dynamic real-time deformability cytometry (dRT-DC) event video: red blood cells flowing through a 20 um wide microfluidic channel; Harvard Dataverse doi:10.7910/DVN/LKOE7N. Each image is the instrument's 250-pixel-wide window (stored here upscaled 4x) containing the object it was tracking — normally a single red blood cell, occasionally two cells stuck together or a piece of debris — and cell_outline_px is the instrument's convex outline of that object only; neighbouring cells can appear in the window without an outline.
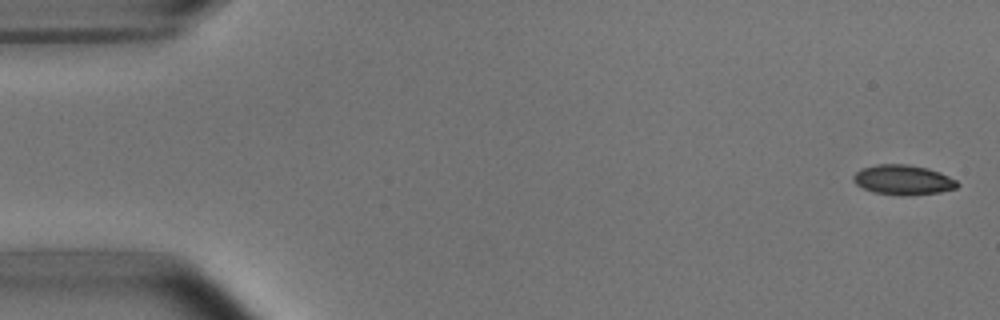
{"species": "common noctule bat (a hibernating species)", "species_latin": "Nyctalus noctula", "temperature_condition": "room temperature", "stored_images_in_passage": 53, "camera_frame_rate_fps": 3000, "um_per_image_px": 0.085, "animal": {"sex": "male", "body_mass_g": 15.6}, "frame": {"image": 1, "passage_image": 2, "time_ms": 0.333, "image_size_px": [1000, 320], "cell_outline_px": [[960, 184], [956, 188], [940, 192], [904, 196], [900, 196], [876, 192], [864, 188], [856, 184], [852, 180], [852, 176], [860, 168], [876, 164], [908, 164], [928, 168], [940, 172], [956, 180]], "centroid_in_image_um": [76.75, 15.28], "position_along_channel_um": 8.2, "area_um2": 18.21}}
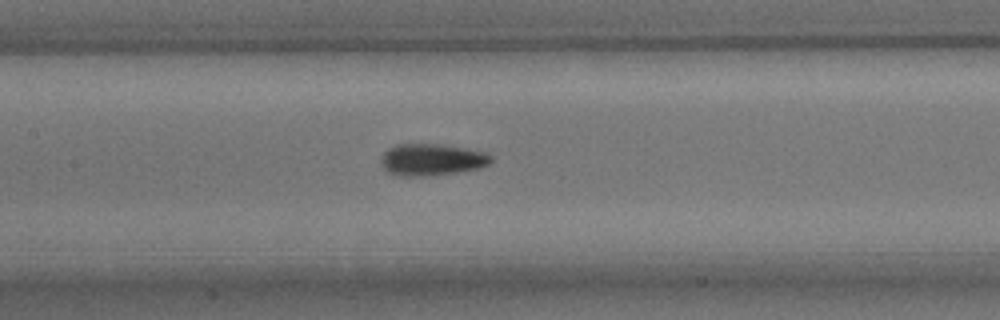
{"frame": {"image": 2, "passage_image": 25, "time_ms": 8.0, "image_size_px": [1000, 320], "cell_outline_px": [[492, 160], [488, 164], [480, 168], [456, 172], [424, 176], [400, 176], [388, 172], [384, 168], [380, 160], [384, 152], [388, 148], [396, 144], [440, 144], [488, 152], [492, 156]], "centroid_in_image_um": [36.7, 13.56], "position_along_channel_um": 170.7, "area_um2": 20.4}}
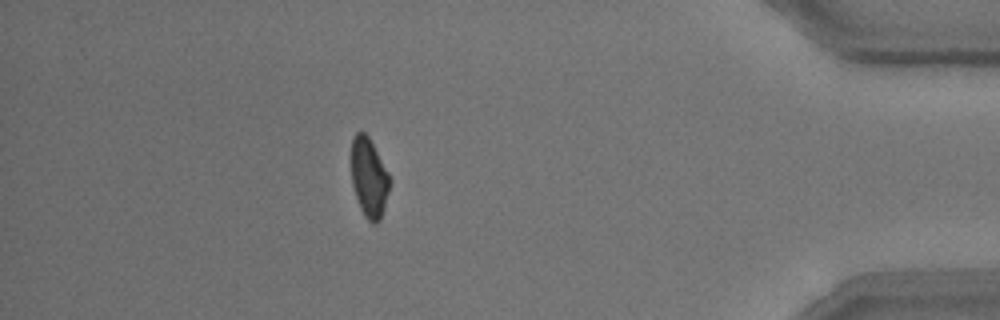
{"frame": {"image": 3, "passage_image": 47, "time_ms": 15.333, "image_size_px": [1000, 320], "cell_outline_px": [[388, 192], [384, 208], [380, 220], [376, 224], [372, 224], [364, 216], [360, 208], [352, 184], [352, 140], [356, 132], [364, 132], [368, 136], [388, 172]], "centroid_in_image_um": [31.35, 15.13], "position_along_channel_um": 403.8, "area_um2": 17.34}, "authors_computed_cell_mechanics": {"area_um2": 18.6116, "velocity_mm_per_s": 3.8119, "shape_relaxation_time_tau1_ms": 2.7049, "shape_relaxation_time_tau2_ms": 2.4838, "deformation_change_tau1": 0.1267, "deformation_change_tau2": 0.0931}}